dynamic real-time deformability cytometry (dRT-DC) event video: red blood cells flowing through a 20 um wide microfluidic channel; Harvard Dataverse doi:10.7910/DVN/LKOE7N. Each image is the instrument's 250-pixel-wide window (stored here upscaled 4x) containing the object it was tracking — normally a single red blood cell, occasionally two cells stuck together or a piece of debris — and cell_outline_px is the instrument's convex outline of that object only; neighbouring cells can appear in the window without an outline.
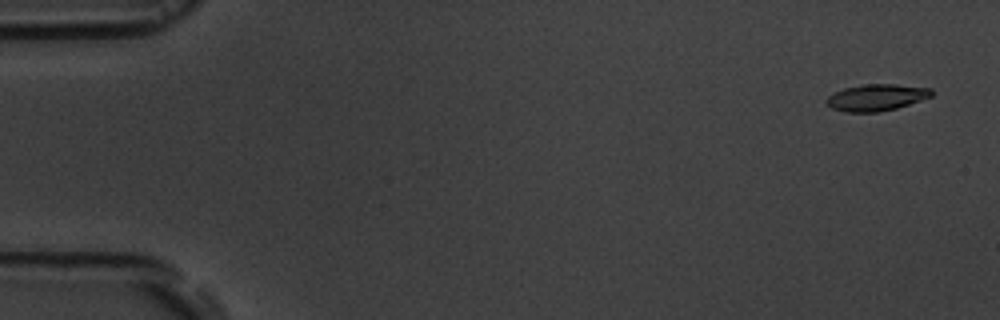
{"species": "common noctule bat (a hibernating species)", "species_latin": "Nyctalus noctula", "temperature_condition": "room temperature", "stored_images_in_passage": 4, "camera_frame_rate_fps": 3000, "um_per_image_px": 0.085, "animal": {"sex": "male", "body_mass_g": 19.5, "forearm_length_mm": 54.6}, "frame": {"image": 1, "passage_image": 1, "time_ms": 0.0, "image_size_px": [1000, 320], "cell_outline_px": [[932, 96], [896, 108], [880, 112], [848, 112], [832, 108], [824, 100], [828, 96], [844, 88], [864, 84], [896, 84], [932, 88]], "centroid_in_image_um": [74.49, 8.28], "position_along_channel_um": 10.5, "area_um2": 16.18}}